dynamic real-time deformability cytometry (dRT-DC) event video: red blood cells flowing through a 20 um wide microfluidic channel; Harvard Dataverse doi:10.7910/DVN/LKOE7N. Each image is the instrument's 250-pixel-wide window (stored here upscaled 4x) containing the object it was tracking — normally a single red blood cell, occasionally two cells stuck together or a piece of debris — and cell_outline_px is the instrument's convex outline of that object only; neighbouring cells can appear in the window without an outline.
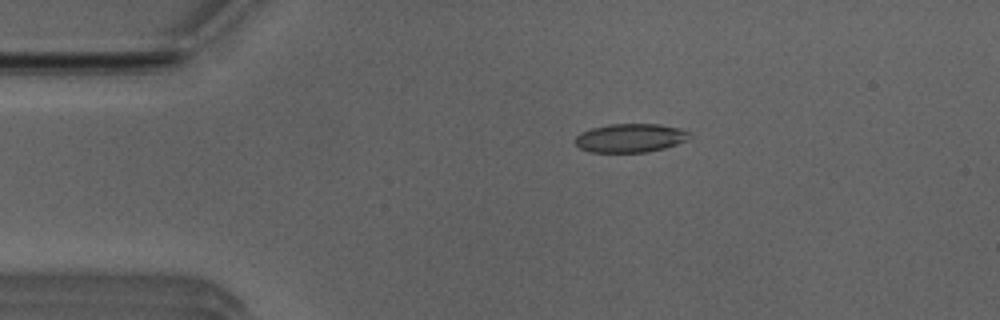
{"species": "Egyptian fruit bat (a non-hibernating species)", "species_latin": "Rousettus aegyptiacus", "temperature_condition": "room temperature", "stored_images_in_passage": 32, "camera_frame_rate_fps": 3000, "um_per_image_px": 0.085, "animal": {"sex": "male"}, "frame": {"image": 1, "passage_image": 1, "time_ms": 0.0, "image_size_px": [1000, 320], "cell_outline_px": [[688, 136], [684, 140], [676, 144], [664, 148], [648, 152], [588, 152], [580, 148], [576, 144], [576, 136], [580, 132], [592, 128], [608, 124], [660, 124], [680, 128], [688, 132]], "centroid_in_image_um": [53.53, 11.72], "position_along_channel_um": 31.5, "area_um2": 18.96}}
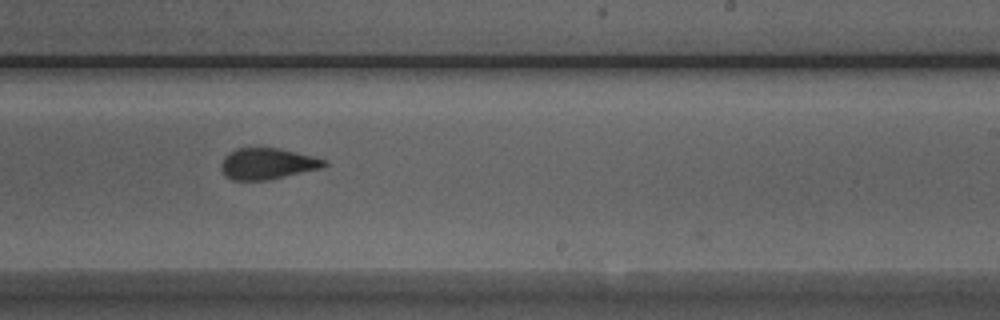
{"frame": {"image": 2, "passage_image": 22, "time_ms": 7.0, "image_size_px": [1000, 320], "cell_outline_px": [[328, 164], [324, 168], [268, 180], [232, 180], [224, 176], [220, 168], [220, 164], [224, 156], [228, 152], [236, 148], [280, 148], [328, 160]], "centroid_in_image_um": [22.72, 13.92], "position_along_channel_um": 266.3, "area_um2": 19.07}}
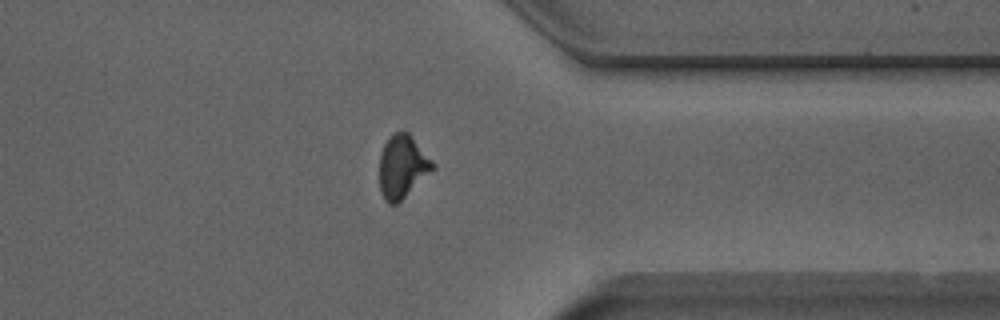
{"frame": {"image": 3, "passage_image": 31, "time_ms": 10.0, "image_size_px": [1000, 320], "cell_outline_px": [[436, 168], [396, 204], [388, 204], [384, 200], [380, 192], [380, 152], [388, 136], [396, 132], [408, 132], [412, 136], [436, 164]], "centroid_in_image_um": [34.21, 14.15], "position_along_channel_um": 377.2, "area_um2": 19.65}}